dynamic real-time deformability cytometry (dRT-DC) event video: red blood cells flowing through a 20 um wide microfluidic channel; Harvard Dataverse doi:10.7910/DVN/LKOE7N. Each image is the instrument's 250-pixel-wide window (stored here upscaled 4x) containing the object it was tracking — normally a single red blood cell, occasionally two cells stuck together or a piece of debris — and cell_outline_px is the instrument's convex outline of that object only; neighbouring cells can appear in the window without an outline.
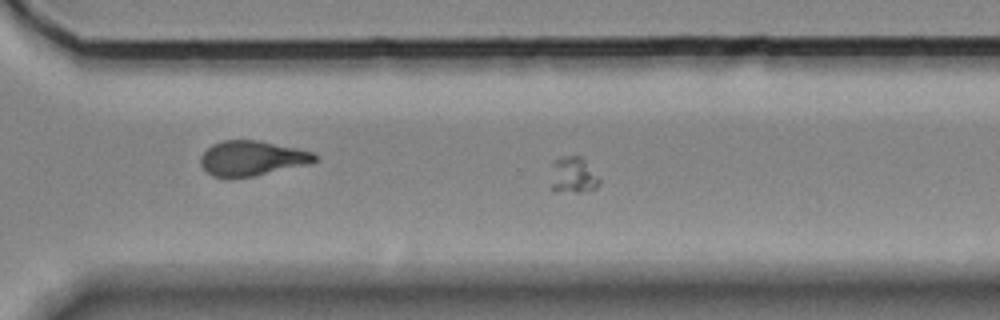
{"species": "Egyptian fruit bat (a non-hibernating species)", "species_latin": "Rousettus aegyptiacus", "temperature_condition": "room temperature", "stored_images_in_passage": 40, "camera_frame_rate_fps": 3000, "um_per_image_px": 0.085, "animal": {"sex": "female"}, "frame": {"image": 1, "passage_image": 23, "time_ms": 7.333, "image_size_px": [1000, 320], "cell_outline_px": [[600, 184], [596, 188], [580, 192], [552, 192], [552, 160], [564, 156], [580, 156], [584, 160], [600, 180]], "centroid_in_image_um": [48.68, 14.9], "position_along_channel_um": 321.9, "area_um2": 10.23}}
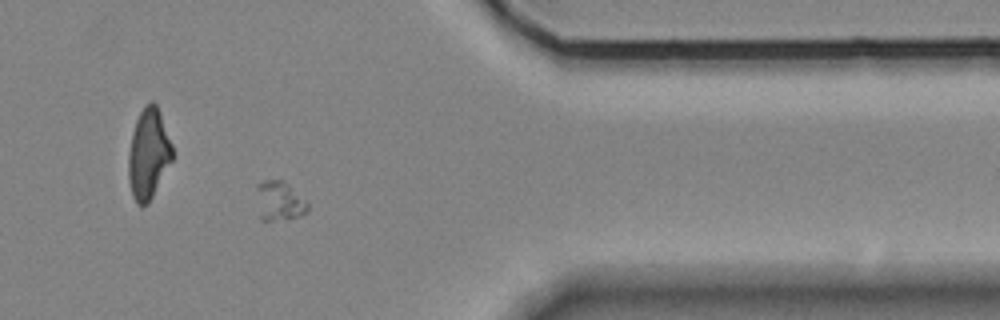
{"frame": {"image": 2, "passage_image": 30, "time_ms": 9.667, "image_size_px": [1000, 320], "cell_outline_px": [[308, 208], [300, 216], [272, 220], [260, 220], [256, 188], [256, 184], [264, 180], [284, 180], [308, 204]], "centroid_in_image_um": [23.69, 17.06], "position_along_channel_um": 387.7, "area_um2": 11.5}}